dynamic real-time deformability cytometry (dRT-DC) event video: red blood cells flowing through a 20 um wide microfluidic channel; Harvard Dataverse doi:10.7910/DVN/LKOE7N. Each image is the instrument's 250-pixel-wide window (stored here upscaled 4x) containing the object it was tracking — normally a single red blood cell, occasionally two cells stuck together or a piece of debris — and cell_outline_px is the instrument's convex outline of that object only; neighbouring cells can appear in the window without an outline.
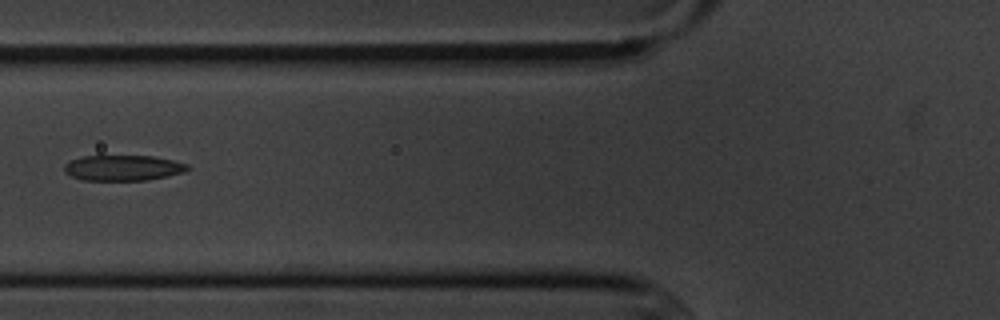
{"species": "common noctule bat (a hibernating species)", "species_latin": "Nyctalus noctula", "temperature_condition": "cold", "stored_images_in_passage": 8, "camera_frame_rate_fps": 3000, "um_per_image_px": 0.085, "animal": {"sex": "male", "body_mass_g": 20.1, "forearm_length_mm": 53.5}, "frame": {"image": 1, "passage_image": 5, "time_ms": 4.667, "image_size_px": [1000, 320], "cell_outline_px": [[188, 168], [184, 172], [148, 180], [80, 180], [64, 172], [64, 164], [68, 160], [84, 156], [152, 156], [172, 160], [188, 164]], "centroid_in_image_um": [10.4, 14.27], "position_along_channel_um": 115.4, "area_um2": 18.32}}
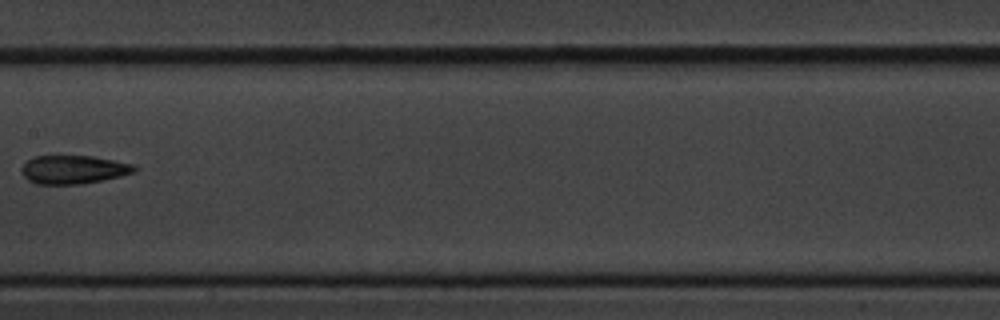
{"frame": {"image": 2, "passage_image": 7, "time_ms": 7.0, "image_size_px": [1000, 320], "cell_outline_px": [[136, 172], [104, 180], [80, 184], [36, 184], [28, 180], [24, 176], [24, 164], [32, 156], [92, 156], [136, 164]], "centroid_in_image_um": [6.3, 14.41], "position_along_channel_um": 201.1, "area_um2": 18.67}}
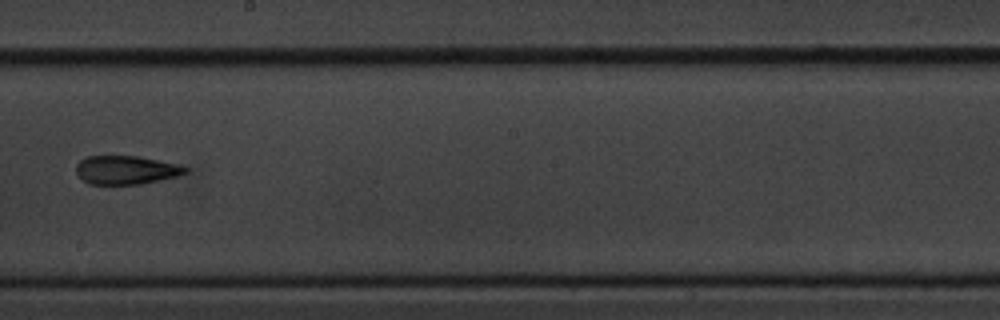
{"frame": {"image": 3, "passage_image": 8, "time_ms": 8.0, "image_size_px": [1000, 320], "cell_outline_px": [[188, 172], [176, 176], [160, 180], [140, 184], [88, 184], [76, 172], [76, 164], [80, 160], [88, 156], [136, 156], [180, 164], [188, 168]], "centroid_in_image_um": [10.72, 14.44], "position_along_channel_um": 237.5, "area_um2": 18.15}}